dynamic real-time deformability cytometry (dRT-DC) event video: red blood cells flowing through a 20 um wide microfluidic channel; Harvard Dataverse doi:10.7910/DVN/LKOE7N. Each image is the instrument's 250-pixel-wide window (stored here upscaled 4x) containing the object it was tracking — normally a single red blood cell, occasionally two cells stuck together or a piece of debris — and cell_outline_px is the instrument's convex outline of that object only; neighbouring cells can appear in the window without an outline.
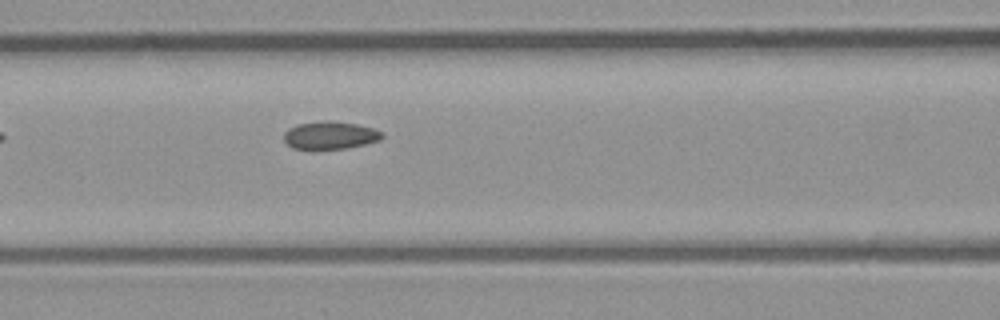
{"species": "common noctule bat (a hibernating species)", "species_latin": "Nyctalus noctula", "temperature_condition": "room temperature", "stored_images_in_passage": 4, "camera_frame_rate_fps": 3000, "um_per_image_px": 0.085, "animal": {"sex": "male", "body_mass_g": 23.1, "forearm_length_mm": 52.7}, "frame": {"image": 1, "passage_image": 4, "time_ms": 1.0, "image_size_px": [1000, 320], "cell_outline_px": [[384, 136], [380, 140], [348, 148], [292, 148], [284, 140], [284, 132], [288, 128], [296, 124], [324, 120], [332, 120], [356, 124], [372, 128], [380, 132]], "centroid_in_image_um": [28.04, 11.48], "position_along_channel_um": 138.6, "area_um2": 15.72}}